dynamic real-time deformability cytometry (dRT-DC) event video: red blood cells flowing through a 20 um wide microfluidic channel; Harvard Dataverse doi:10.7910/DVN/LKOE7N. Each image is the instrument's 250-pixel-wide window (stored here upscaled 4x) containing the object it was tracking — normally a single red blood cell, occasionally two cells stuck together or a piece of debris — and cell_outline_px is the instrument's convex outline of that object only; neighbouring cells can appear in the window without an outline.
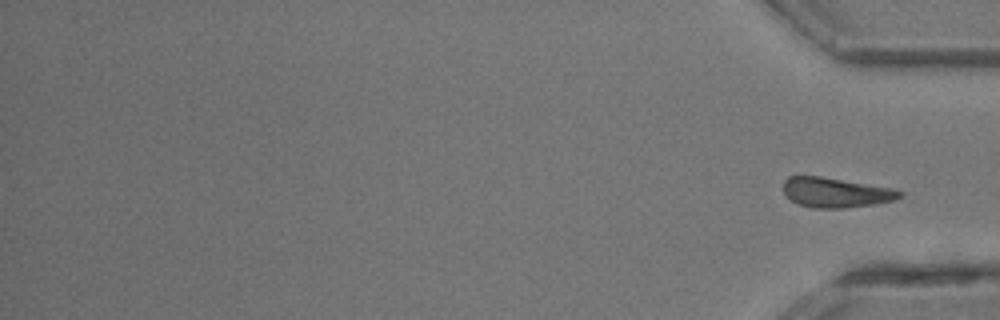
{"species": "common noctule bat (a hibernating species)", "species_latin": "Nyctalus noctula", "temperature_condition": "room temperature", "stored_images_in_passage": 34, "segment_of_instrument_passage": [2, 2], "camera_frame_rate_fps": 3000, "um_per_image_px": 0.085, "animal": {"sex": "male", "body_mass_g": 13.3}, "frame": {"image": 1, "passage_image": 34, "time_ms": 11.0, "image_size_px": [1000, 320], "cell_outline_px": [[904, 196], [896, 200], [876, 204], [844, 208], [812, 208], [800, 204], [792, 200], [784, 192], [784, 180], [788, 176], [820, 176], [892, 188], [904, 192]], "centroid_in_image_um": [71.09, 16.37], "position_along_channel_um": 364.1, "area_um2": 20.23}}